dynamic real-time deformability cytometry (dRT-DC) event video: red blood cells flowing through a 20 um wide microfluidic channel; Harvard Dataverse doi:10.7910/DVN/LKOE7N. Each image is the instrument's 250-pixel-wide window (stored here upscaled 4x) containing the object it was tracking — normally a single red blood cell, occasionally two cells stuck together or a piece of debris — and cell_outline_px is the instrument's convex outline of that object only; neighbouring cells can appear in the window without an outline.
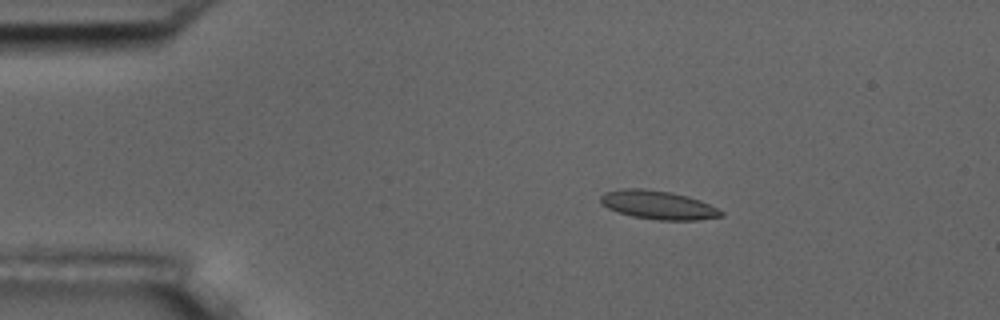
{"species": "common noctule bat (a hibernating species)", "species_latin": "Nyctalus noctula", "temperature_condition": "room temperature", "stored_images_in_passage": 4, "camera_frame_rate_fps": 3000, "um_per_image_px": 0.085, "animal": {"sex": "male", "body_mass_g": 17.5, "forearm_length_mm": 52.3}, "frame": {"image": 1, "passage_image": 3, "time_ms": 2.333, "image_size_px": [1000, 320], "cell_outline_px": [[724, 216], [696, 220], [660, 220], [632, 216], [608, 208], [600, 204], [600, 196], [604, 192], [620, 188], [644, 188], [672, 192], [688, 196], [700, 200], [724, 212]], "centroid_in_image_um": [55.92, 17.41], "position_along_channel_um": 29.1, "area_um2": 20.17}}